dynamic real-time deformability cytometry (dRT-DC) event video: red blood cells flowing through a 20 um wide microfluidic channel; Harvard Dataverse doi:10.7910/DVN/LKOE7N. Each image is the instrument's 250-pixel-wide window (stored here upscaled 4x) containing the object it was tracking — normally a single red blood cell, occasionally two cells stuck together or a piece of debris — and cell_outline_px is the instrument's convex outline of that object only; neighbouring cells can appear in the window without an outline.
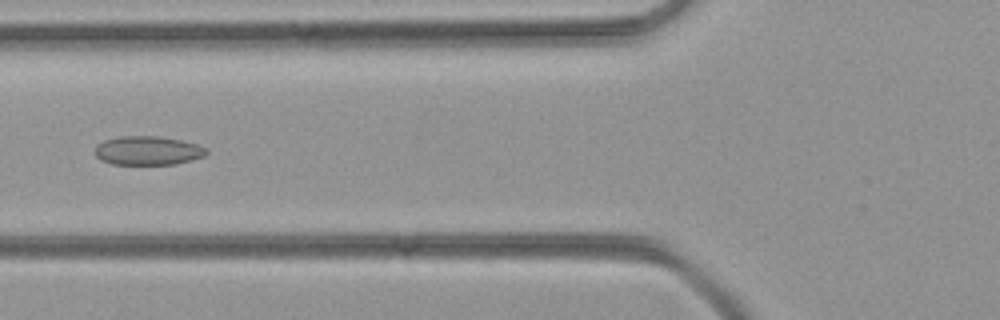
{"species": "common noctule bat (a hibernating species)", "species_latin": "Nyctalus noctula", "temperature_condition": "room temperature", "stored_images_in_passage": 47, "camera_frame_rate_fps": 3000, "um_per_image_px": 0.085, "animal": {"sex": "female", "body_mass_g": 21.9}, "frame": {"image": 1, "passage_image": 16, "time_ms": 5.0, "image_size_px": [1000, 320], "cell_outline_px": [[208, 152], [204, 156], [192, 160], [176, 164], [112, 164], [100, 160], [96, 156], [96, 144], [104, 140], [120, 136], [156, 136], [180, 140], [200, 144], [208, 148]], "centroid_in_image_um": [12.59, 12.8], "position_along_channel_um": 113.2, "area_um2": 18.9}}
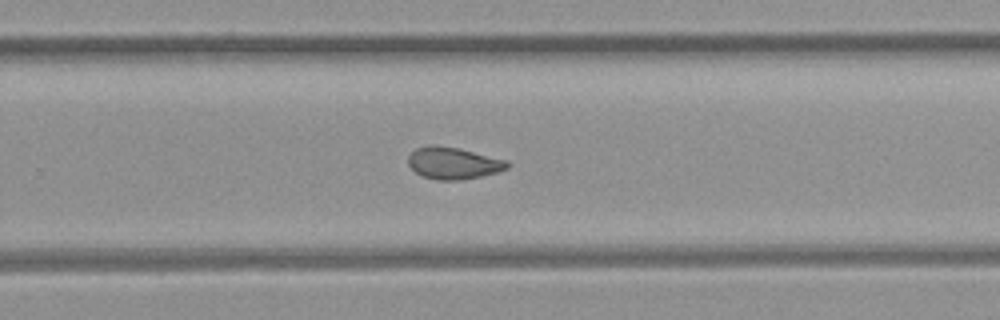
{"frame": {"image": 2, "passage_image": 29, "time_ms": 9.333, "image_size_px": [1000, 320], "cell_outline_px": [[508, 168], [496, 172], [480, 176], [456, 180], [436, 180], [424, 176], [416, 172], [408, 164], [408, 156], [416, 148], [432, 144], [460, 148], [508, 160]], "centroid_in_image_um": [38.52, 13.85], "position_along_channel_um": 291.3, "area_um2": 18.32}}
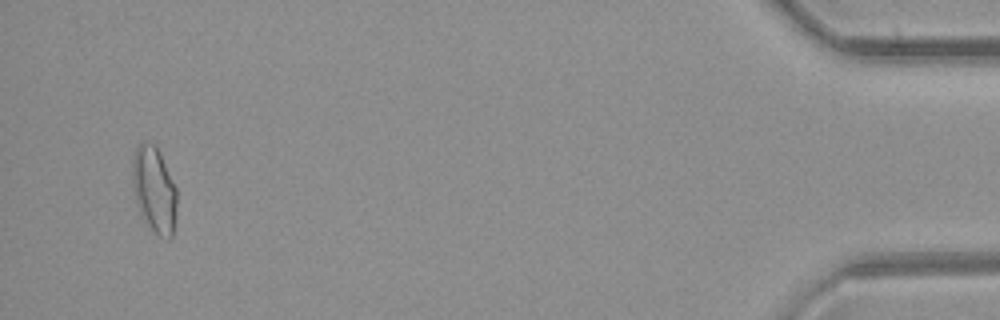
{"frame": {"image": 3, "passage_image": 45, "time_ms": 14.667, "image_size_px": [1000, 320], "cell_outline_px": [[176, 216], [172, 236], [168, 240], [152, 232], [144, 220], [140, 212], [132, 188], [132, 160], [136, 148], [140, 144], [156, 144], [160, 152], [176, 188]], "centroid_in_image_um": [13.11, 16.16], "position_along_channel_um": 422.1, "area_um2": 22.31}}